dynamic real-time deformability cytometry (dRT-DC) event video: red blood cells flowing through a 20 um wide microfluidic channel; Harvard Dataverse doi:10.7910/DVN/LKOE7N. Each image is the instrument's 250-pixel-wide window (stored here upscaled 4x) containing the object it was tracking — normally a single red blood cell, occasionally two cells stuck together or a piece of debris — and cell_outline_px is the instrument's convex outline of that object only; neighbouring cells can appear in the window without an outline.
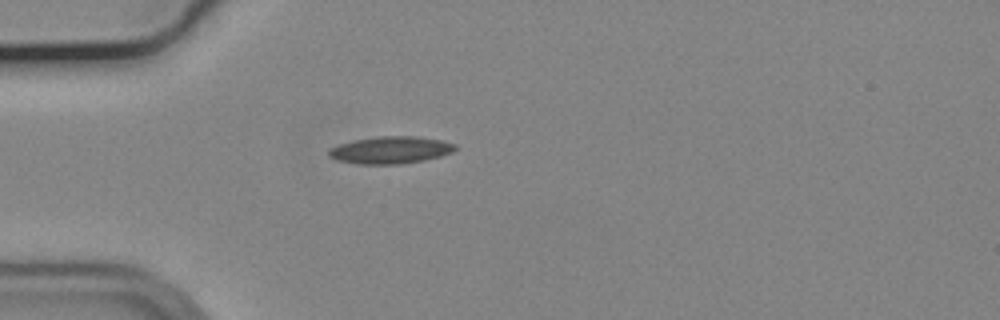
{"species": "common noctule bat (a hibernating species)", "species_latin": "Nyctalus noctula", "temperature_condition": "cold", "stored_images_in_passage": 40, "camera_frame_rate_fps": 3000, "um_per_image_px": 0.085, "animal": {"sex": "male", "body_mass_g": 19.2, "forearm_length_mm": 51.8}, "frame": {"image": 1, "passage_image": 1, "time_ms": 0.0, "image_size_px": [1000, 320], "cell_outline_px": [[456, 148], [452, 152], [440, 156], [424, 160], [400, 164], [360, 164], [336, 160], [328, 156], [328, 152], [332, 148], [340, 144], [356, 140], [376, 136], [416, 136], [440, 140], [456, 144]], "centroid_in_image_um": [33.2, 12.75], "position_along_channel_um": 51.8, "area_um2": 19.88}}
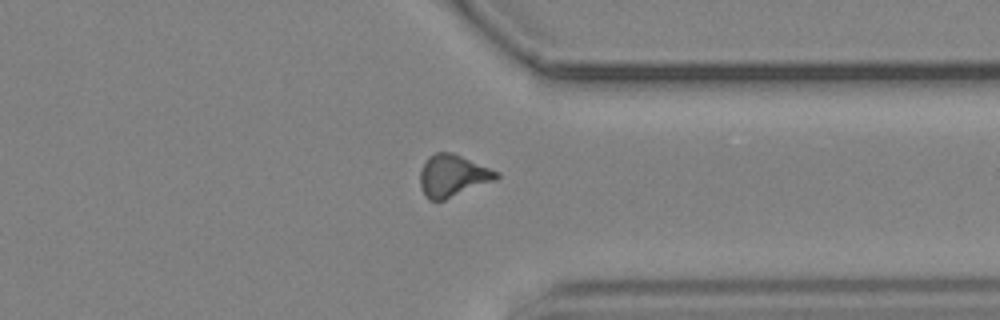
{"frame": {"image": 2, "passage_image": 28, "time_ms": 9.0, "image_size_px": [1000, 320], "cell_outline_px": [[500, 176], [496, 180], [444, 200], [428, 200], [424, 196], [420, 188], [420, 172], [428, 156], [436, 152], [452, 152], [500, 172]], "centroid_in_image_um": [38.48, 14.94], "position_along_channel_um": 372.9, "area_um2": 18.79}}
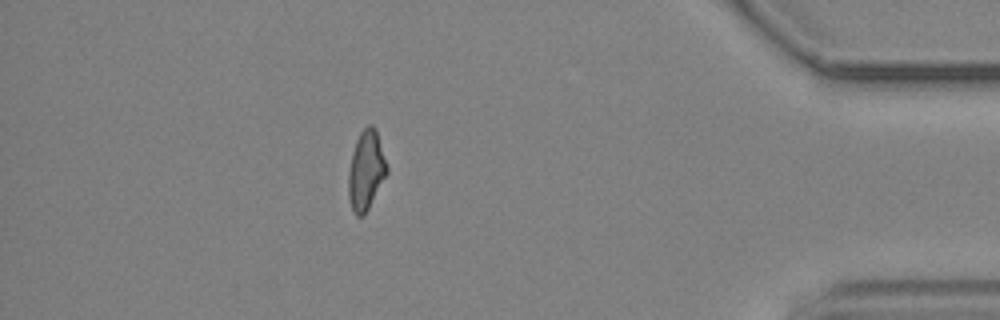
{"frame": {"image": 3, "passage_image": 34, "time_ms": 11.0, "image_size_px": [1000, 320], "cell_outline_px": [[388, 172], [364, 216], [356, 216], [352, 212], [348, 196], [348, 172], [352, 152], [356, 140], [360, 132], [368, 124], [372, 124], [376, 128], [388, 168]], "centroid_in_image_um": [31.1, 14.48], "position_along_channel_um": 404.1, "area_um2": 17.92}, "authors_computed_cell_mechanics": {"area_um2": 18.0914, "velocity_mm_per_s": 3.7112, "shape_relaxation_time_tau1_ms": null, "shape_relaxation_time_tau2_ms": 5.2542, "deformation_change_tau1": null, "deformation_change_tau2": 0.141}}